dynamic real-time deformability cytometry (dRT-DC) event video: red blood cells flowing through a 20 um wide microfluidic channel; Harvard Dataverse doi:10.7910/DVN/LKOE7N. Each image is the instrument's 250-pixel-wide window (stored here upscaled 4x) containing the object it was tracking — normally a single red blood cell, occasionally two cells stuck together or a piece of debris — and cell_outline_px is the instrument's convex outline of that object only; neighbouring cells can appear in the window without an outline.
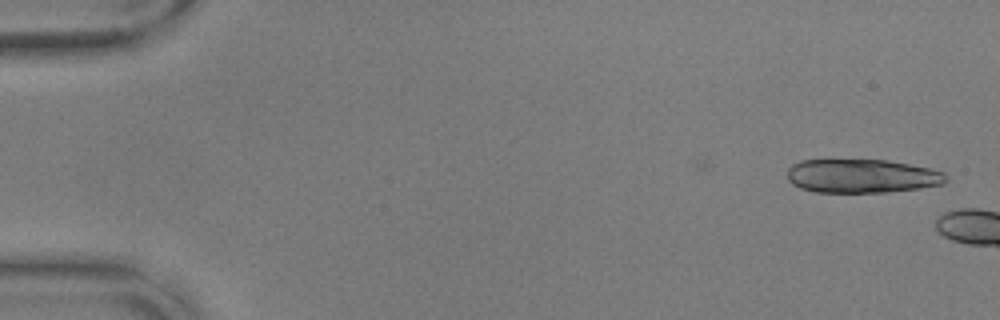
{"species": "common noctule bat (a hibernating species)", "species_latin": "Nyctalus noctula", "temperature_condition": "warm", "stored_images_in_passage": 4, "camera_frame_rate_fps": 3000, "um_per_image_px": 0.085, "animal": {"sex": "male", "body_mass_g": 17.9, "forearm_length_mm": 54.2}, "frame": {"image": 1, "passage_image": 1, "time_ms": 0.0, "image_size_px": [1000, 320], "cell_outline_px": [[948, 180], [944, 184], [920, 188], [884, 192], [816, 192], [800, 188], [792, 184], [788, 180], [788, 168], [792, 164], [800, 160], [888, 160], [932, 168], [944, 172]], "centroid_in_image_um": [73.27, 14.96], "position_along_channel_um": 11.7, "area_um2": 31.39}}